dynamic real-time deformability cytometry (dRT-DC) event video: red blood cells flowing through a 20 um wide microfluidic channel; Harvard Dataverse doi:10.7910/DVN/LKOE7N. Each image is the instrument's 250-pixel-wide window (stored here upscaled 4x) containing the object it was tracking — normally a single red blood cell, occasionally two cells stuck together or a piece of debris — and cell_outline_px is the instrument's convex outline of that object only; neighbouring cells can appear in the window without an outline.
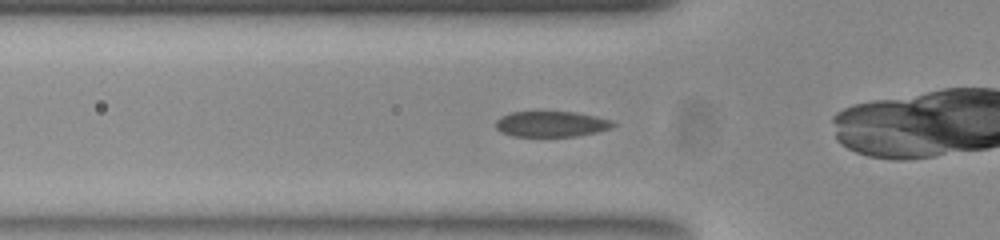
{"species": "common noctule bat (a hibernating species)", "species_latin": "Nyctalus noctula", "temperature_condition": "room temperature", "stored_images_in_passage": 35, "camera_frame_rate_fps": 3000, "um_per_image_px": 0.085, "animal": {"sex": "female", "body_mass_g": 23.0, "forearm_length_mm": 53.4}, "frame": {"image": 1, "passage_image": 5, "time_ms": 1.333, "image_size_px": [1000, 240], "cell_outline_px": [[616, 124], [612, 128], [596, 132], [576, 136], [512, 136], [496, 128], [496, 120], [500, 116], [512, 112], [576, 112], [596, 116], [612, 120]], "centroid_in_image_um": [46.89, 10.54], "position_along_channel_um": 78.9, "area_um2": 17.46}}
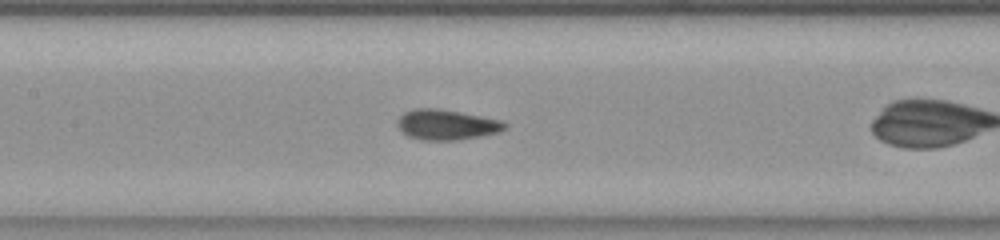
{"frame": {"image": 2, "passage_image": 12, "time_ms": 3.667, "image_size_px": [1000, 240], "cell_outline_px": [[508, 128], [500, 132], [480, 136], [456, 140], [424, 140], [408, 136], [400, 132], [396, 124], [396, 120], [404, 112], [416, 108], [436, 108], [460, 112], [500, 120], [508, 124]], "centroid_in_image_um": [37.93, 10.6], "position_along_channel_um": 169.5, "area_um2": 19.07}}
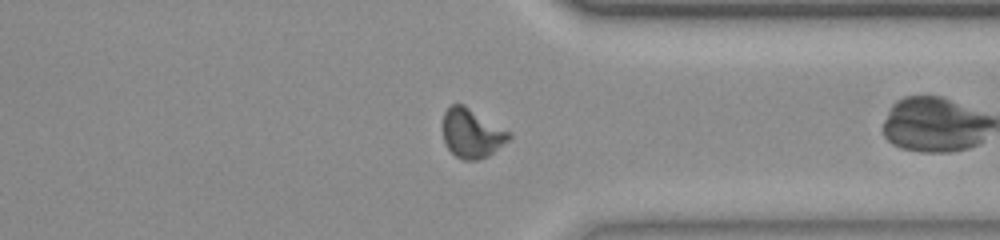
{"frame": {"image": 3, "passage_image": 28, "time_ms": 9.0, "image_size_px": [1000, 240], "cell_outline_px": [[512, 136], [508, 140], [488, 156], [476, 160], [464, 160], [456, 156], [444, 144], [444, 112], [452, 104], [464, 104], [512, 132]], "centroid_in_image_um": [40.12, 11.32], "position_along_channel_um": 371.3, "area_um2": 18.9}, "authors_computed_cell_mechanics": {"area_um2": 18.4382, "velocity_mm_per_s": 3.8431, "shape_relaxation_time_tau1_ms": 7.3601, "shape_relaxation_time_tau2_ms": 1.1693, "deformation_change_tau1": 0.1979, "deformation_change_tau2": 0.0648}}